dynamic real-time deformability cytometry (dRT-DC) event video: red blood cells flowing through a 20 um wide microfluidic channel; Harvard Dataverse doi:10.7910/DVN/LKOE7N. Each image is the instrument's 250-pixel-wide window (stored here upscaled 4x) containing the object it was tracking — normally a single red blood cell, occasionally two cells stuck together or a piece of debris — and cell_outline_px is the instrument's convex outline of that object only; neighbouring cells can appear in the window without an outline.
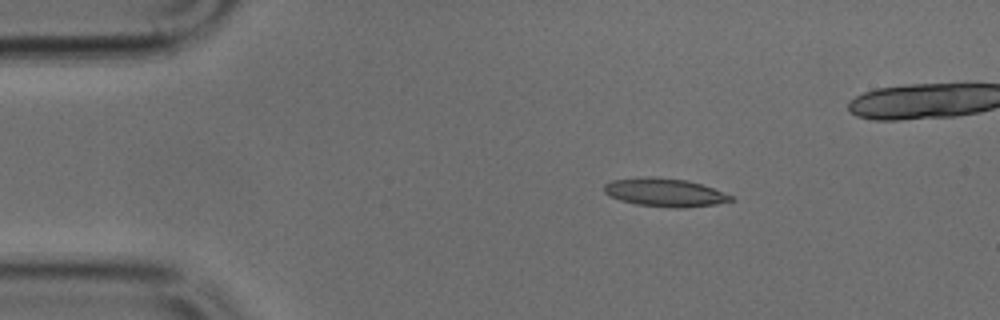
{"species": "common noctule bat (a hibernating species)", "species_latin": "Nyctalus noctula", "temperature_condition": "cold", "stored_images_in_passage": 42, "camera_frame_rate_fps": 3000, "um_per_image_px": 0.085, "animal": {"sex": "male", "body_mass_g": 17.9, "forearm_length_mm": 54.2}, "frame": {"image": 1, "passage_image": 1, "time_ms": 0.0, "image_size_px": [1000, 320], "cell_outline_px": [[736, 200], [716, 204], [684, 208], [672, 208], [636, 204], [620, 200], [604, 192], [604, 184], [612, 180], [644, 176], [656, 176], [688, 180], [712, 188], [732, 196]], "centroid_in_image_um": [56.5, 16.35], "position_along_channel_um": 28.5, "area_um2": 20.98}}
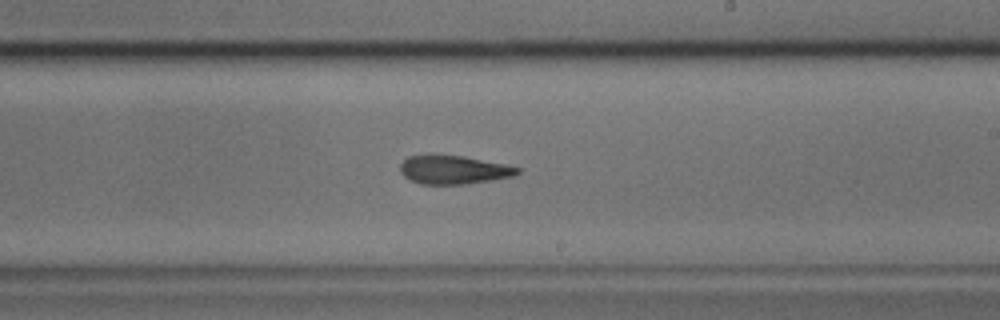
{"frame": {"image": 2, "passage_image": 21, "time_ms": 6.667, "image_size_px": [1000, 320], "cell_outline_px": [[520, 172], [516, 176], [492, 180], [464, 184], [420, 184], [408, 180], [400, 172], [400, 164], [408, 156], [464, 156], [508, 164], [520, 168]], "centroid_in_image_um": [38.6, 14.45], "position_along_channel_um": 250.4, "area_um2": 19.54}}
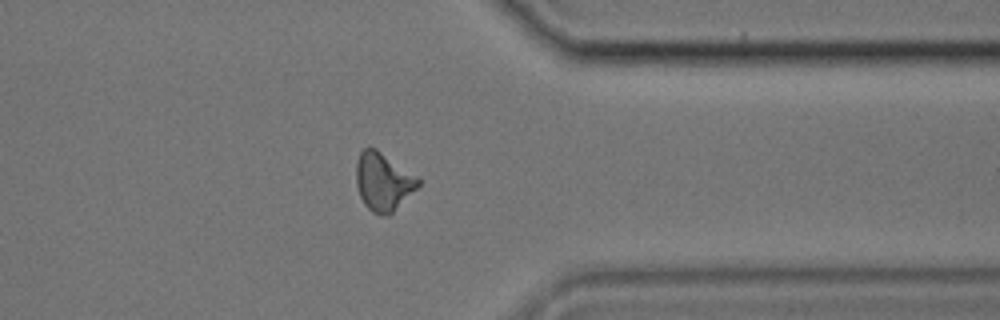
{"frame": {"image": 3, "passage_image": 31, "time_ms": 10.0, "image_size_px": [1000, 320], "cell_outline_px": [[420, 184], [388, 216], [380, 216], [372, 212], [364, 204], [360, 196], [356, 184], [356, 164], [360, 152], [368, 144], [376, 148], [420, 180]], "centroid_in_image_um": [32.51, 15.43], "position_along_channel_um": 378.9, "area_um2": 20.69}}